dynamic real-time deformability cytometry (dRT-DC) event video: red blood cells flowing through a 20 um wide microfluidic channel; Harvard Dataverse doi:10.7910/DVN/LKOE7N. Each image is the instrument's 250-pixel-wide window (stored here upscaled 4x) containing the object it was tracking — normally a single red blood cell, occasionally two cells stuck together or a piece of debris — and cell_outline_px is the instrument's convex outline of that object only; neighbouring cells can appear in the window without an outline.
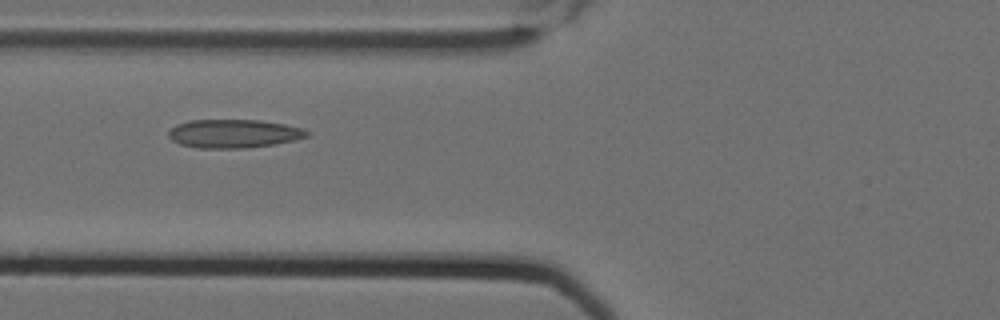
{"species": "Egyptian fruit bat (a non-hibernating species)", "species_latin": "Rousettus aegyptiacus", "temperature_condition": "cold", "stored_images_in_passage": 7, "camera_frame_rate_fps": 3000, "um_per_image_px": 0.085, "animal": {"sex": "female"}, "frame": {"image": 1, "passage_image": 5, "time_ms": 1.333, "image_size_px": [1000, 320], "cell_outline_px": [[308, 136], [292, 140], [272, 144], [244, 148], [196, 148], [180, 144], [172, 140], [168, 136], [168, 132], [176, 124], [188, 120], [260, 120], [284, 124], [300, 128], [308, 132]], "centroid_in_image_um": [19.8, 11.35], "position_along_channel_um": 106.0, "area_um2": 22.77}}
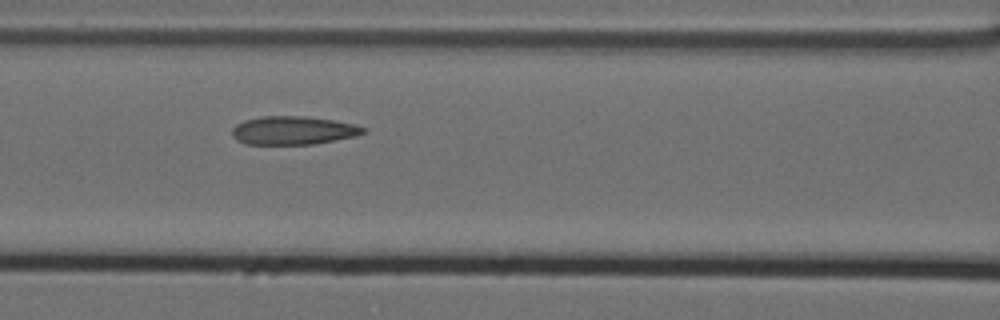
{"frame": {"image": 2, "passage_image": 6, "time_ms": 1.667, "image_size_px": [1000, 320], "cell_outline_px": [[368, 132], [356, 136], [316, 144], [244, 144], [236, 140], [232, 136], [232, 128], [236, 124], [244, 120], [264, 116], [304, 116], [332, 120], [356, 124], [368, 128]], "centroid_in_image_um": [24.95, 11.09], "position_along_channel_um": 141.6, "area_um2": 21.96}}
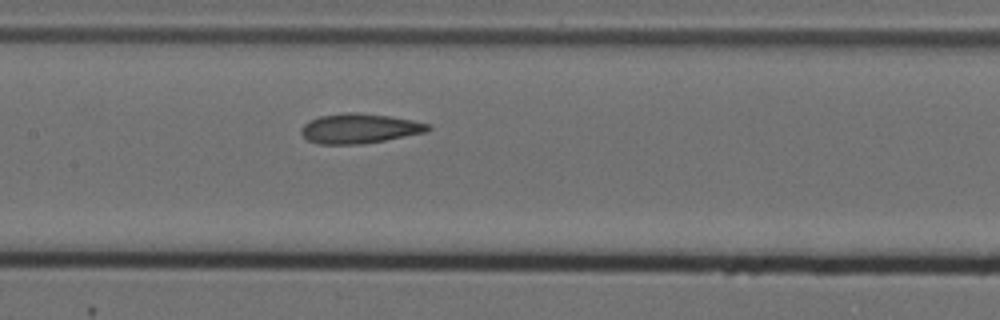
{"frame": {"image": 3, "passage_image": 7, "time_ms": 2.0, "image_size_px": [1000, 320], "cell_outline_px": [[432, 128], [428, 132], [384, 140], [360, 144], [316, 144], [308, 140], [300, 132], [300, 128], [308, 120], [320, 116], [348, 112], [356, 112], [392, 116], [432, 124]], "centroid_in_image_um": [30.57, 10.91], "position_along_channel_um": 176.8, "area_um2": 22.2}}